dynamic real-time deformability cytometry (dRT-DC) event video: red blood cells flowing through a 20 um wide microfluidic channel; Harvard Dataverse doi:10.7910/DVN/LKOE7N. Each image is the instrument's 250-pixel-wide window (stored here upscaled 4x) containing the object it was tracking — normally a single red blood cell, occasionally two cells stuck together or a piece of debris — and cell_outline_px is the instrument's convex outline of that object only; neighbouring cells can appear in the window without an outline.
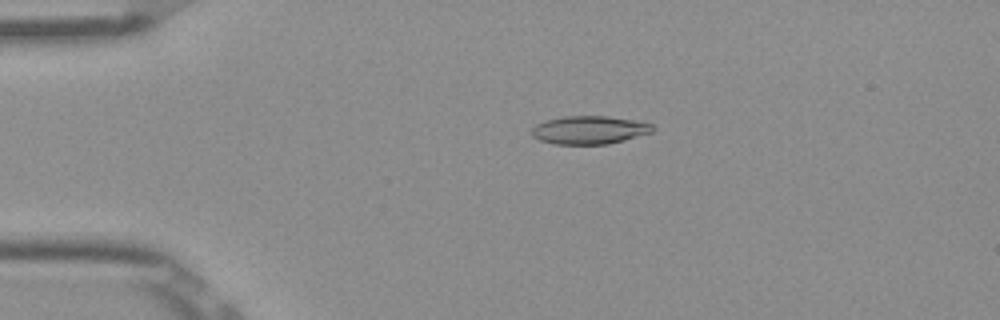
{"species": "Egyptian fruit bat (a non-hibernating species)", "species_latin": "Rousettus aegyptiacus", "temperature_condition": "room temperature", "stored_images_in_passage": 52, "camera_frame_rate_fps": 3000, "um_per_image_px": 0.085, "frame": {"image": 1, "passage_image": 11, "time_ms": 3.333, "image_size_px": [1000, 320], "cell_outline_px": [[656, 128], [652, 132], [624, 140], [608, 144], [556, 144], [540, 140], [532, 136], [532, 128], [536, 124], [544, 120], [564, 116], [608, 116], [636, 120], [652, 124]], "centroid_in_image_um": [50.1, 11.04], "position_along_channel_um": 34.9, "area_um2": 19.94}}
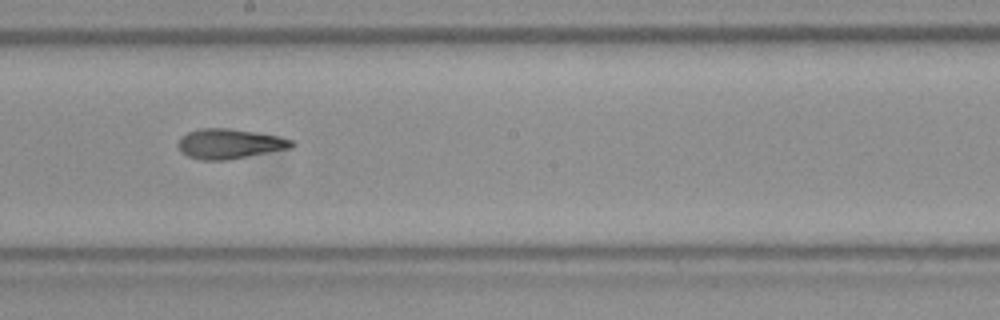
{"frame": {"image": 2, "passage_image": 29, "time_ms": 9.333, "image_size_px": [1000, 320], "cell_outline_px": [[296, 144], [292, 148], [228, 160], [200, 160], [188, 156], [180, 152], [180, 136], [188, 132], [200, 128], [228, 128], [280, 136], [296, 140]], "centroid_in_image_um": [19.57, 12.22], "position_along_channel_um": 228.6, "area_um2": 19.94}}
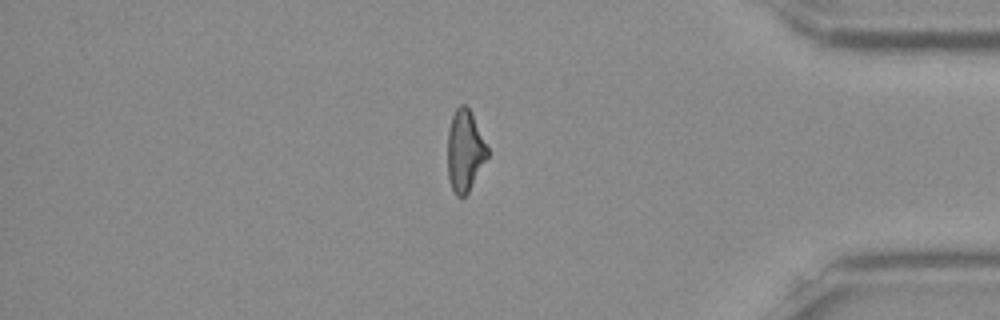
{"frame": {"image": 3, "passage_image": 44, "time_ms": 14.333, "image_size_px": [1000, 320], "cell_outline_px": [[488, 156], [468, 192], [464, 196], [456, 196], [448, 180], [448, 132], [452, 116], [456, 108], [460, 104], [464, 104], [472, 112], [488, 148]], "centroid_in_image_um": [39.51, 12.8], "position_along_channel_um": 395.7, "area_um2": 18.79}, "authors_computed_cell_mechanics": {"area_um2": 19.4786, "velocity_mm_per_s": 3.9133, "shape_relaxation_time_tau1_ms": 5.3017, "shape_relaxation_time_tau2_ms": 1.7948, "deformation_change_tau1": 0.1891, "deformation_change_tau2": 0.1038}}